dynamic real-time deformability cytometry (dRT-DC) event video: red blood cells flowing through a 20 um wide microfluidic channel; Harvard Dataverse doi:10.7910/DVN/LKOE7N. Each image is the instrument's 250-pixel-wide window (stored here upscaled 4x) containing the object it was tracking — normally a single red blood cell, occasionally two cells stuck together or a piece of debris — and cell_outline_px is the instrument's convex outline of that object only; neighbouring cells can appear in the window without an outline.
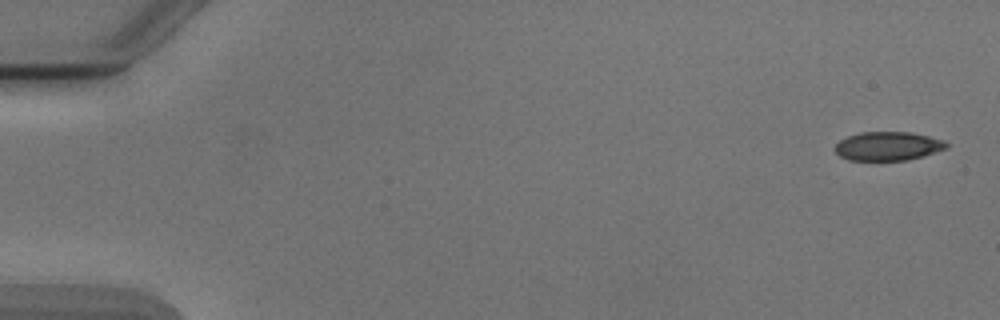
{"species": "Egyptian fruit bat (a non-hibernating species)", "species_latin": "Rousettus aegyptiacus", "temperature_condition": "cold", "stored_images_in_passage": 5, "camera_frame_rate_fps": 3000, "um_per_image_px": 0.085, "animal": {"sex": "male"}, "frame": {"image": 1, "passage_image": 1, "time_ms": 0.0, "image_size_px": [1000, 320], "cell_outline_px": [[948, 148], [924, 156], [908, 160], [848, 160], [840, 156], [832, 148], [840, 140], [848, 136], [860, 132], [912, 132], [944, 140], [948, 144]], "centroid_in_image_um": [75.48, 12.42], "position_along_channel_um": 9.5, "area_um2": 18.84}}